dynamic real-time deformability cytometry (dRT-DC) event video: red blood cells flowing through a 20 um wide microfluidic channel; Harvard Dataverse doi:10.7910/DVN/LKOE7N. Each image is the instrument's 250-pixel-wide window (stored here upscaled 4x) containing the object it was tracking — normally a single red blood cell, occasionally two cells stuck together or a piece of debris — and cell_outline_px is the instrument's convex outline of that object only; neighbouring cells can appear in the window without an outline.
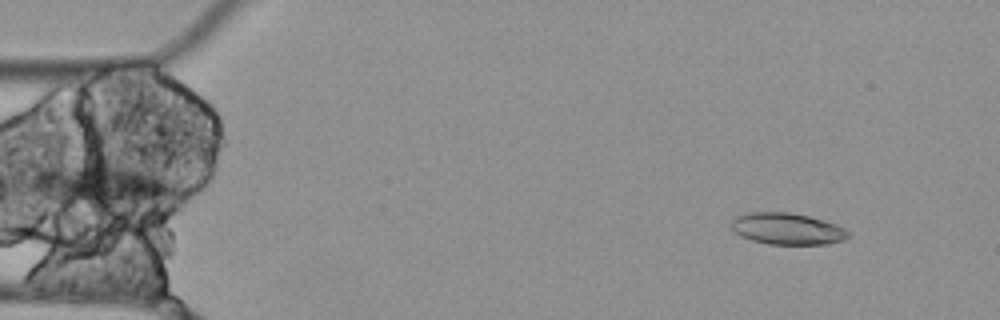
{"species": "Egyptian fruit bat (a non-hibernating species)", "species_latin": "Rousettus aegyptiacus", "temperature_condition": "cold", "stored_images_in_passage": 4, "camera_frame_rate_fps": 3000, "um_per_image_px": 0.085, "animal": {"sex": "female"}, "frame": {"image": 1, "passage_image": 1, "time_ms": 0.0, "image_size_px": [1000, 320], "cell_outline_px": [[852, 236], [828, 244], [768, 244], [752, 240], [740, 236], [732, 228], [732, 216], [744, 212], [788, 212], [808, 216], [824, 220], [836, 224], [852, 232]], "centroid_in_image_um": [66.91, 19.43], "position_along_channel_um": 18.1, "area_um2": 21.73}}
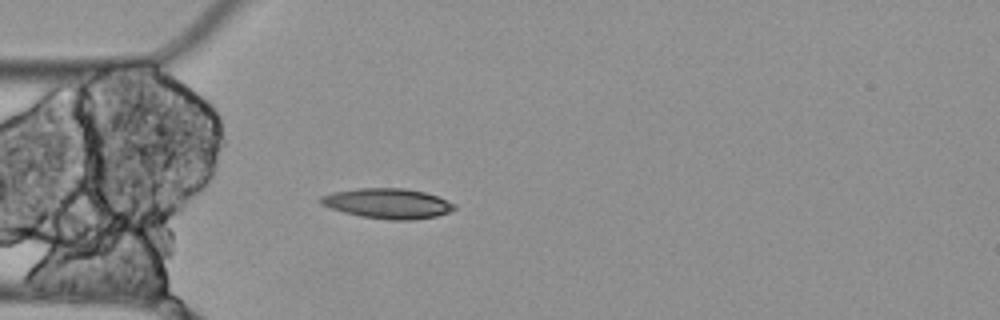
{"frame": {"image": 2, "passage_image": 4, "time_ms": 1.0, "image_size_px": [1000, 320], "cell_outline_px": [[456, 208], [448, 212], [436, 216], [412, 220], [392, 220], [360, 216], [344, 212], [320, 204], [320, 196], [332, 192], [356, 188], [404, 188], [424, 192], [436, 196], [456, 204]], "centroid_in_image_um": [32.94, 17.29], "position_along_channel_um": 52.1, "area_um2": 23.35}}